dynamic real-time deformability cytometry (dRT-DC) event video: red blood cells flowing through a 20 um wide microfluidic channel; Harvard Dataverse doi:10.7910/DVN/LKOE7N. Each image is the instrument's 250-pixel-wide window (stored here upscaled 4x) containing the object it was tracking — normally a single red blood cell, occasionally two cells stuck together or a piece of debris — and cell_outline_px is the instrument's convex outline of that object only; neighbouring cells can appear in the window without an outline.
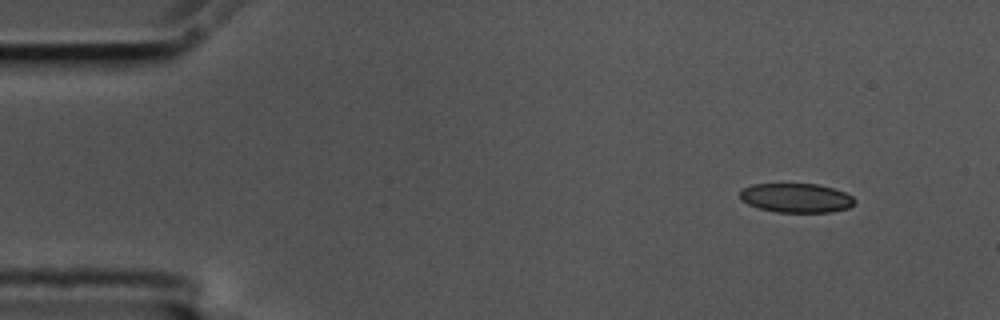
{"species": "common noctule bat (a hibernating species)", "species_latin": "Nyctalus noctula", "temperature_condition": "cold", "stored_images_in_passage": 4, "camera_frame_rate_fps": 3000, "um_per_image_px": 0.085, "animal": {"sex": "male", "body_mass_g": 17.5, "forearm_length_mm": 52.3}, "frame": {"image": 1, "passage_image": 1, "time_ms": 0.0, "image_size_px": [1000, 320], "cell_outline_px": [[856, 204], [848, 208], [832, 212], [776, 212], [760, 208], [748, 204], [740, 200], [740, 192], [744, 188], [752, 184], [820, 184], [844, 192], [852, 196], [856, 200]], "centroid_in_image_um": [67.7, 16.82], "position_along_channel_um": 17.3, "area_um2": 19.59}}
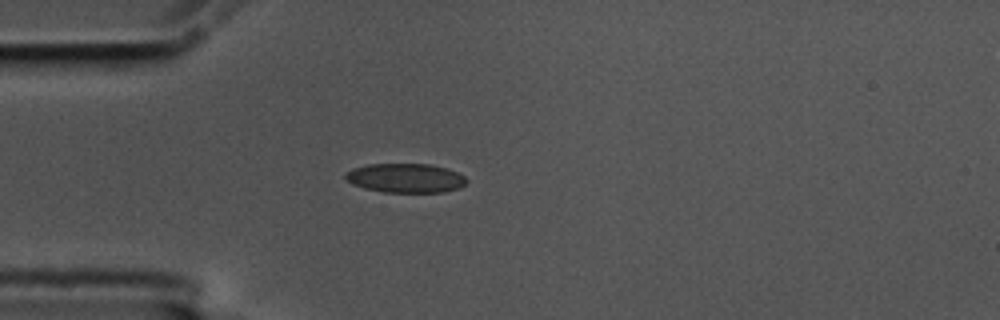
{"frame": {"image": 2, "passage_image": 3, "time_ms": 0.667, "image_size_px": [1000, 320], "cell_outline_px": [[468, 180], [460, 188], [444, 192], [384, 192], [364, 188], [352, 184], [344, 176], [352, 168], [368, 164], [428, 164], [448, 168], [464, 176]], "centroid_in_image_um": [34.49, 15.13], "position_along_channel_um": 50.5, "area_um2": 20.58}}